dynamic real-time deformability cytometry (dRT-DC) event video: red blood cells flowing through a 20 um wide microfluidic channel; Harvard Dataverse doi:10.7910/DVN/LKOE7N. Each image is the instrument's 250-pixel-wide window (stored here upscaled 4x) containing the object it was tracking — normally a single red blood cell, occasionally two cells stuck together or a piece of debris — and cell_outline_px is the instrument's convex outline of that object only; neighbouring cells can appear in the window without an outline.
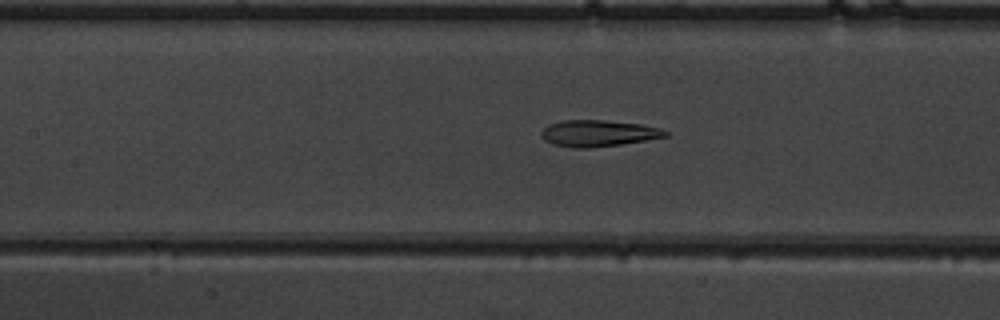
{"species": "common noctule bat (a hibernating species)", "species_latin": "Nyctalus noctula", "temperature_condition": "warm", "stored_images_in_passage": 50, "camera_frame_rate_fps": 3000, "um_per_image_px": 0.085, "animal": {"sex": "male", "body_mass_g": 19.5, "forearm_length_mm": 54.6}, "frame": {"image": 1, "passage_image": 24, "time_ms": 7.667, "image_size_px": [1000, 320], "cell_outline_px": [[668, 136], [620, 144], [588, 148], [572, 148], [552, 144], [544, 140], [540, 136], [540, 132], [548, 124], [564, 120], [604, 120], [640, 124], [660, 128], [668, 132]], "centroid_in_image_um": [50.79, 11.33], "position_along_channel_um": 156.6, "area_um2": 19.07}}
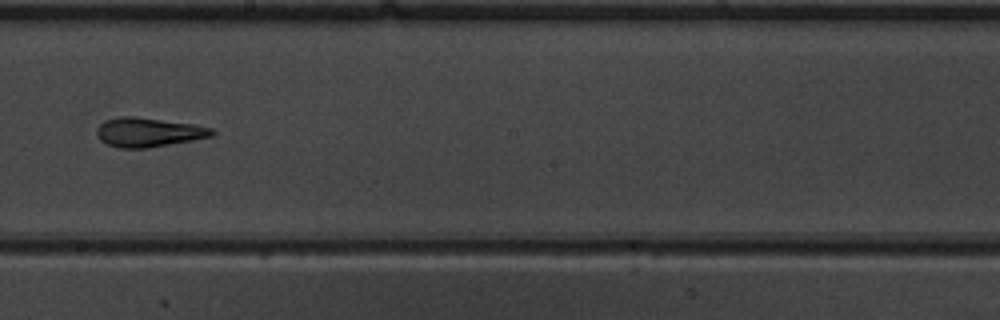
{"frame": {"image": 2, "passage_image": 30, "time_ms": 9.667, "image_size_px": [1000, 320], "cell_outline_px": [[216, 132], [212, 136], [192, 140], [148, 148], [120, 148], [108, 144], [100, 140], [96, 132], [96, 128], [104, 120], [120, 116], [136, 116], [192, 124], [212, 128]], "centroid_in_image_um": [12.59, 11.23], "position_along_channel_um": 235.6, "area_um2": 19.59}}
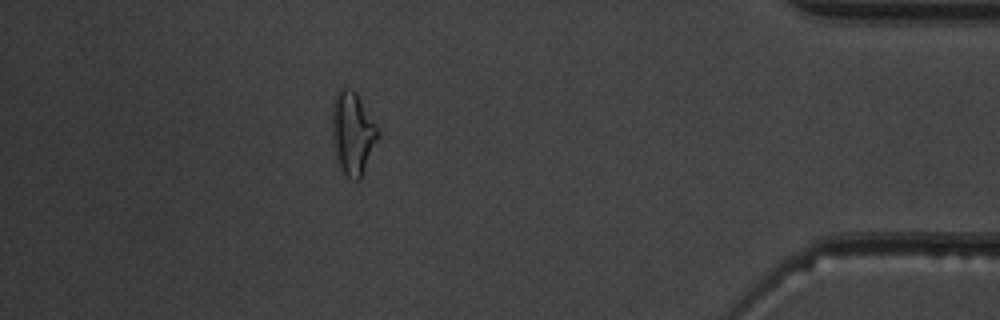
{"frame": {"image": 3, "passage_image": 46, "time_ms": 15.0, "image_size_px": [1000, 320], "cell_outline_px": [[380, 136], [360, 180], [356, 180], [340, 172], [336, 160], [332, 144], [332, 100], [336, 92], [340, 88], [348, 88], [356, 92], [380, 128]], "centroid_in_image_um": [29.98, 11.32], "position_along_channel_um": 405.2, "area_um2": 22.83}}